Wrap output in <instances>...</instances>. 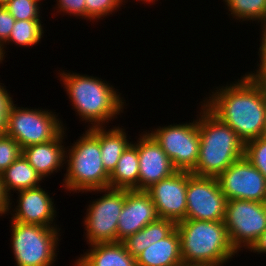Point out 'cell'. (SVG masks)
I'll return each instance as SVG.
<instances>
[{
  "label": "cell",
  "mask_w": 266,
  "mask_h": 266,
  "mask_svg": "<svg viewBox=\"0 0 266 266\" xmlns=\"http://www.w3.org/2000/svg\"><path fill=\"white\" fill-rule=\"evenodd\" d=\"M202 103L244 142L262 137L266 118V85L249 72L240 79L216 87ZM208 98V99H207Z\"/></svg>",
  "instance_id": "6da1fadb"
},
{
  "label": "cell",
  "mask_w": 266,
  "mask_h": 266,
  "mask_svg": "<svg viewBox=\"0 0 266 266\" xmlns=\"http://www.w3.org/2000/svg\"><path fill=\"white\" fill-rule=\"evenodd\" d=\"M65 71L67 70L58 73V77L72 103V109L77 112L76 116L85 121L83 123H88L87 129L108 125L109 121L123 113L126 102L118 89L108 81L87 74Z\"/></svg>",
  "instance_id": "7a4b0ae2"
},
{
  "label": "cell",
  "mask_w": 266,
  "mask_h": 266,
  "mask_svg": "<svg viewBox=\"0 0 266 266\" xmlns=\"http://www.w3.org/2000/svg\"><path fill=\"white\" fill-rule=\"evenodd\" d=\"M198 115L199 156L193 175L218 177L233 162L244 157L245 143L227 124L221 122L202 103Z\"/></svg>",
  "instance_id": "3957f363"
},
{
  "label": "cell",
  "mask_w": 266,
  "mask_h": 266,
  "mask_svg": "<svg viewBox=\"0 0 266 266\" xmlns=\"http://www.w3.org/2000/svg\"><path fill=\"white\" fill-rule=\"evenodd\" d=\"M176 229L180 237V252L184 263L223 266L238 255L230 241L224 221L184 219L177 222Z\"/></svg>",
  "instance_id": "277c9868"
},
{
  "label": "cell",
  "mask_w": 266,
  "mask_h": 266,
  "mask_svg": "<svg viewBox=\"0 0 266 266\" xmlns=\"http://www.w3.org/2000/svg\"><path fill=\"white\" fill-rule=\"evenodd\" d=\"M73 143L66 148V173L62 187L69 193L108 188L109 174L101 158L100 127L87 129Z\"/></svg>",
  "instance_id": "5b68a950"
},
{
  "label": "cell",
  "mask_w": 266,
  "mask_h": 266,
  "mask_svg": "<svg viewBox=\"0 0 266 266\" xmlns=\"http://www.w3.org/2000/svg\"><path fill=\"white\" fill-rule=\"evenodd\" d=\"M11 247L17 266H54L59 252V227L11 220ZM60 232V233H59Z\"/></svg>",
  "instance_id": "8992f818"
},
{
  "label": "cell",
  "mask_w": 266,
  "mask_h": 266,
  "mask_svg": "<svg viewBox=\"0 0 266 266\" xmlns=\"http://www.w3.org/2000/svg\"><path fill=\"white\" fill-rule=\"evenodd\" d=\"M17 106L13 103L10 108L6 134L11 136L22 149L53 140L64 128H67L58 118V114L50 109Z\"/></svg>",
  "instance_id": "52a82bcc"
},
{
  "label": "cell",
  "mask_w": 266,
  "mask_h": 266,
  "mask_svg": "<svg viewBox=\"0 0 266 266\" xmlns=\"http://www.w3.org/2000/svg\"><path fill=\"white\" fill-rule=\"evenodd\" d=\"M88 192L102 193V196L90 201L83 218L87 244L117 242L118 219L125 202V189L106 188L85 193Z\"/></svg>",
  "instance_id": "ba28073f"
},
{
  "label": "cell",
  "mask_w": 266,
  "mask_h": 266,
  "mask_svg": "<svg viewBox=\"0 0 266 266\" xmlns=\"http://www.w3.org/2000/svg\"><path fill=\"white\" fill-rule=\"evenodd\" d=\"M224 224L235 250H249L266 231V202L228 200Z\"/></svg>",
  "instance_id": "9c48e42d"
},
{
  "label": "cell",
  "mask_w": 266,
  "mask_h": 266,
  "mask_svg": "<svg viewBox=\"0 0 266 266\" xmlns=\"http://www.w3.org/2000/svg\"><path fill=\"white\" fill-rule=\"evenodd\" d=\"M176 124V125H175ZM173 123L148 131L178 171H192L198 161L200 136L198 116L189 123Z\"/></svg>",
  "instance_id": "30bf717a"
},
{
  "label": "cell",
  "mask_w": 266,
  "mask_h": 266,
  "mask_svg": "<svg viewBox=\"0 0 266 266\" xmlns=\"http://www.w3.org/2000/svg\"><path fill=\"white\" fill-rule=\"evenodd\" d=\"M186 218L224 221L227 199L217 177L197 176L188 171Z\"/></svg>",
  "instance_id": "8fae6325"
},
{
  "label": "cell",
  "mask_w": 266,
  "mask_h": 266,
  "mask_svg": "<svg viewBox=\"0 0 266 266\" xmlns=\"http://www.w3.org/2000/svg\"><path fill=\"white\" fill-rule=\"evenodd\" d=\"M217 179L227 201L266 202V178L245 156L233 162Z\"/></svg>",
  "instance_id": "7c38bea8"
},
{
  "label": "cell",
  "mask_w": 266,
  "mask_h": 266,
  "mask_svg": "<svg viewBox=\"0 0 266 266\" xmlns=\"http://www.w3.org/2000/svg\"><path fill=\"white\" fill-rule=\"evenodd\" d=\"M188 171H176L145 191L151 197L159 218L176 223L186 218Z\"/></svg>",
  "instance_id": "4fadbf2b"
},
{
  "label": "cell",
  "mask_w": 266,
  "mask_h": 266,
  "mask_svg": "<svg viewBox=\"0 0 266 266\" xmlns=\"http://www.w3.org/2000/svg\"><path fill=\"white\" fill-rule=\"evenodd\" d=\"M147 131L141 132L137 142L134 143L139 158L138 190H146L178 171L165 151Z\"/></svg>",
  "instance_id": "5bb4252c"
},
{
  "label": "cell",
  "mask_w": 266,
  "mask_h": 266,
  "mask_svg": "<svg viewBox=\"0 0 266 266\" xmlns=\"http://www.w3.org/2000/svg\"><path fill=\"white\" fill-rule=\"evenodd\" d=\"M17 202L14 210H9L12 215L10 220L23 224L40 225L46 227H58L54 221L56 218V207L53 197L40 186L16 192ZM53 224V225H52Z\"/></svg>",
  "instance_id": "9a60e30c"
},
{
  "label": "cell",
  "mask_w": 266,
  "mask_h": 266,
  "mask_svg": "<svg viewBox=\"0 0 266 266\" xmlns=\"http://www.w3.org/2000/svg\"><path fill=\"white\" fill-rule=\"evenodd\" d=\"M158 218L155 205L145 190L125 189V202L118 219L117 242H122Z\"/></svg>",
  "instance_id": "2e32d148"
},
{
  "label": "cell",
  "mask_w": 266,
  "mask_h": 266,
  "mask_svg": "<svg viewBox=\"0 0 266 266\" xmlns=\"http://www.w3.org/2000/svg\"><path fill=\"white\" fill-rule=\"evenodd\" d=\"M65 131L66 128H64L53 140L24 147L22 149L23 156L42 179L51 176L54 172L57 173L60 169L65 167V148H67L63 144L65 143L63 141L66 137L65 134H67Z\"/></svg>",
  "instance_id": "e0dca14e"
},
{
  "label": "cell",
  "mask_w": 266,
  "mask_h": 266,
  "mask_svg": "<svg viewBox=\"0 0 266 266\" xmlns=\"http://www.w3.org/2000/svg\"><path fill=\"white\" fill-rule=\"evenodd\" d=\"M74 266H136V258L128 253L122 242L90 245Z\"/></svg>",
  "instance_id": "ac0fdd59"
},
{
  "label": "cell",
  "mask_w": 266,
  "mask_h": 266,
  "mask_svg": "<svg viewBox=\"0 0 266 266\" xmlns=\"http://www.w3.org/2000/svg\"><path fill=\"white\" fill-rule=\"evenodd\" d=\"M182 262L177 229L136 257V266H175Z\"/></svg>",
  "instance_id": "d6986e66"
},
{
  "label": "cell",
  "mask_w": 266,
  "mask_h": 266,
  "mask_svg": "<svg viewBox=\"0 0 266 266\" xmlns=\"http://www.w3.org/2000/svg\"><path fill=\"white\" fill-rule=\"evenodd\" d=\"M3 187L10 198V207L13 209L12 199L16 191H22L29 188L40 186L43 182L42 177L36 170L28 163L27 159L21 154L4 172L1 174ZM13 191V192H12ZM15 191V192H14ZM12 194V195H11ZM12 205V206H11Z\"/></svg>",
  "instance_id": "ffe728a7"
},
{
  "label": "cell",
  "mask_w": 266,
  "mask_h": 266,
  "mask_svg": "<svg viewBox=\"0 0 266 266\" xmlns=\"http://www.w3.org/2000/svg\"><path fill=\"white\" fill-rule=\"evenodd\" d=\"M139 158L137 146L132 141L120 156L118 163L109 175L108 188L138 190Z\"/></svg>",
  "instance_id": "44dd1931"
},
{
  "label": "cell",
  "mask_w": 266,
  "mask_h": 266,
  "mask_svg": "<svg viewBox=\"0 0 266 266\" xmlns=\"http://www.w3.org/2000/svg\"><path fill=\"white\" fill-rule=\"evenodd\" d=\"M107 126L100 127V147L101 158L104 165V169L110 175L115 169L120 156L127 146L132 142L127 138L125 129L119 125L113 128H107Z\"/></svg>",
  "instance_id": "7402d4cb"
},
{
  "label": "cell",
  "mask_w": 266,
  "mask_h": 266,
  "mask_svg": "<svg viewBox=\"0 0 266 266\" xmlns=\"http://www.w3.org/2000/svg\"><path fill=\"white\" fill-rule=\"evenodd\" d=\"M41 20H16L8 40L1 46L4 57L6 48L10 43L21 47H33L41 43L44 37V26Z\"/></svg>",
  "instance_id": "603a6c76"
},
{
  "label": "cell",
  "mask_w": 266,
  "mask_h": 266,
  "mask_svg": "<svg viewBox=\"0 0 266 266\" xmlns=\"http://www.w3.org/2000/svg\"><path fill=\"white\" fill-rule=\"evenodd\" d=\"M227 11L232 18L239 22L242 20L261 22V30L266 29V4L265 0H223Z\"/></svg>",
  "instance_id": "cb8c5ba5"
},
{
  "label": "cell",
  "mask_w": 266,
  "mask_h": 266,
  "mask_svg": "<svg viewBox=\"0 0 266 266\" xmlns=\"http://www.w3.org/2000/svg\"><path fill=\"white\" fill-rule=\"evenodd\" d=\"M42 0H10L4 7L15 20H42L40 15Z\"/></svg>",
  "instance_id": "d4e9b609"
},
{
  "label": "cell",
  "mask_w": 266,
  "mask_h": 266,
  "mask_svg": "<svg viewBox=\"0 0 266 266\" xmlns=\"http://www.w3.org/2000/svg\"><path fill=\"white\" fill-rule=\"evenodd\" d=\"M124 3L123 0H85L86 20L95 22L96 19L98 21L108 15H113L112 13L115 14L122 5H125Z\"/></svg>",
  "instance_id": "484cf974"
},
{
  "label": "cell",
  "mask_w": 266,
  "mask_h": 266,
  "mask_svg": "<svg viewBox=\"0 0 266 266\" xmlns=\"http://www.w3.org/2000/svg\"><path fill=\"white\" fill-rule=\"evenodd\" d=\"M244 156L266 178V138L262 136L246 142Z\"/></svg>",
  "instance_id": "4316f807"
},
{
  "label": "cell",
  "mask_w": 266,
  "mask_h": 266,
  "mask_svg": "<svg viewBox=\"0 0 266 266\" xmlns=\"http://www.w3.org/2000/svg\"><path fill=\"white\" fill-rule=\"evenodd\" d=\"M21 154V146L11 136L7 134L0 135V174Z\"/></svg>",
  "instance_id": "83f0119b"
},
{
  "label": "cell",
  "mask_w": 266,
  "mask_h": 266,
  "mask_svg": "<svg viewBox=\"0 0 266 266\" xmlns=\"http://www.w3.org/2000/svg\"><path fill=\"white\" fill-rule=\"evenodd\" d=\"M176 222L170 219L158 218L145 227L149 233L150 245L168 237L175 229Z\"/></svg>",
  "instance_id": "f1b7e54d"
},
{
  "label": "cell",
  "mask_w": 266,
  "mask_h": 266,
  "mask_svg": "<svg viewBox=\"0 0 266 266\" xmlns=\"http://www.w3.org/2000/svg\"><path fill=\"white\" fill-rule=\"evenodd\" d=\"M122 243L124 244L128 253L136 258L150 246L148 230L144 227L137 233L127 237L122 241Z\"/></svg>",
  "instance_id": "f546056e"
},
{
  "label": "cell",
  "mask_w": 266,
  "mask_h": 266,
  "mask_svg": "<svg viewBox=\"0 0 266 266\" xmlns=\"http://www.w3.org/2000/svg\"><path fill=\"white\" fill-rule=\"evenodd\" d=\"M55 9L58 14L63 13L70 16H75V18L80 17L86 19V4L85 0H56Z\"/></svg>",
  "instance_id": "4dcf8cb0"
},
{
  "label": "cell",
  "mask_w": 266,
  "mask_h": 266,
  "mask_svg": "<svg viewBox=\"0 0 266 266\" xmlns=\"http://www.w3.org/2000/svg\"><path fill=\"white\" fill-rule=\"evenodd\" d=\"M0 83V135L6 134L7 121L11 106L13 105V96L6 90V86Z\"/></svg>",
  "instance_id": "1f68e13d"
},
{
  "label": "cell",
  "mask_w": 266,
  "mask_h": 266,
  "mask_svg": "<svg viewBox=\"0 0 266 266\" xmlns=\"http://www.w3.org/2000/svg\"><path fill=\"white\" fill-rule=\"evenodd\" d=\"M261 37H260V47L258 50V56H259V62L257 61V69L253 72L250 71L249 73L260 83L266 85V29L260 31Z\"/></svg>",
  "instance_id": "d6a6232c"
},
{
  "label": "cell",
  "mask_w": 266,
  "mask_h": 266,
  "mask_svg": "<svg viewBox=\"0 0 266 266\" xmlns=\"http://www.w3.org/2000/svg\"><path fill=\"white\" fill-rule=\"evenodd\" d=\"M15 22V18L4 5H0V46L8 40Z\"/></svg>",
  "instance_id": "836d02e7"
},
{
  "label": "cell",
  "mask_w": 266,
  "mask_h": 266,
  "mask_svg": "<svg viewBox=\"0 0 266 266\" xmlns=\"http://www.w3.org/2000/svg\"><path fill=\"white\" fill-rule=\"evenodd\" d=\"M10 207V198L6 194L4 187H3V182L2 178L0 175V217L3 215H6Z\"/></svg>",
  "instance_id": "e575fe53"
},
{
  "label": "cell",
  "mask_w": 266,
  "mask_h": 266,
  "mask_svg": "<svg viewBox=\"0 0 266 266\" xmlns=\"http://www.w3.org/2000/svg\"><path fill=\"white\" fill-rule=\"evenodd\" d=\"M258 254H266V231L257 239L253 246L248 250Z\"/></svg>",
  "instance_id": "d590c367"
},
{
  "label": "cell",
  "mask_w": 266,
  "mask_h": 266,
  "mask_svg": "<svg viewBox=\"0 0 266 266\" xmlns=\"http://www.w3.org/2000/svg\"><path fill=\"white\" fill-rule=\"evenodd\" d=\"M123 1H124L125 3L128 2V1H126V0H123ZM134 1H135V0H134ZM136 1H141V2L143 1L142 4H143V3H146V4H150V3H152V4H156L155 2L158 1V0H136ZM153 2H154V3H153Z\"/></svg>",
  "instance_id": "8d00e7d4"
},
{
  "label": "cell",
  "mask_w": 266,
  "mask_h": 266,
  "mask_svg": "<svg viewBox=\"0 0 266 266\" xmlns=\"http://www.w3.org/2000/svg\"><path fill=\"white\" fill-rule=\"evenodd\" d=\"M4 60H5V57L3 55L2 48L0 46V64L3 63L2 61H4Z\"/></svg>",
  "instance_id": "74e56055"
},
{
  "label": "cell",
  "mask_w": 266,
  "mask_h": 266,
  "mask_svg": "<svg viewBox=\"0 0 266 266\" xmlns=\"http://www.w3.org/2000/svg\"><path fill=\"white\" fill-rule=\"evenodd\" d=\"M262 136L266 138V118H265V122H264V128H263Z\"/></svg>",
  "instance_id": "f35d334b"
},
{
  "label": "cell",
  "mask_w": 266,
  "mask_h": 266,
  "mask_svg": "<svg viewBox=\"0 0 266 266\" xmlns=\"http://www.w3.org/2000/svg\"><path fill=\"white\" fill-rule=\"evenodd\" d=\"M175 266H197V265H193V264H188V263L182 262V263H180L178 265H175Z\"/></svg>",
  "instance_id": "ab89813d"
},
{
  "label": "cell",
  "mask_w": 266,
  "mask_h": 266,
  "mask_svg": "<svg viewBox=\"0 0 266 266\" xmlns=\"http://www.w3.org/2000/svg\"><path fill=\"white\" fill-rule=\"evenodd\" d=\"M10 0H0V5H5L7 2H9Z\"/></svg>",
  "instance_id": "60d3db41"
}]
</instances>
